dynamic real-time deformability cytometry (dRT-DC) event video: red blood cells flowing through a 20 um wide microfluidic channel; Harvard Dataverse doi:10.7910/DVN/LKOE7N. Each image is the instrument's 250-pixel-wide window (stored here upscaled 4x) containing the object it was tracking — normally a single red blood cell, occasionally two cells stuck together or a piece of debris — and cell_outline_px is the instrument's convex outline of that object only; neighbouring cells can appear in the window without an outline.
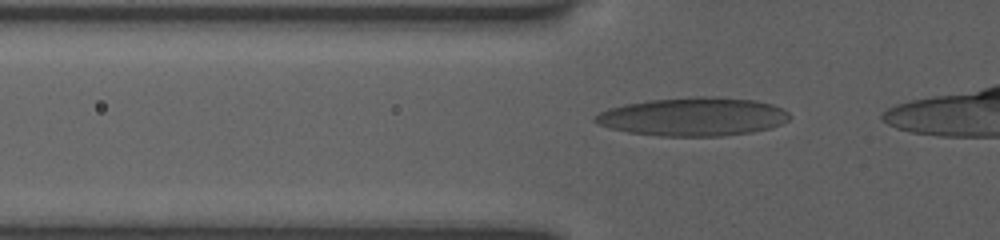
{"species": "human", "species_latin": "Homo sapiens", "temperature_condition": "room temperature", "stored_images_in_passage": 35, "camera_frame_rate_fps": 3000, "um_per_image_px": 0.085, "donor": {"sex": "female"}, "frame": {"image": 1, "passage_image": 7, "time_ms": 2.0, "image_size_px": [1000, 240], "cell_outline_px": [[788, 120], [780, 124], [768, 128], [748, 132], [720, 136], [660, 136], [628, 132], [612, 128], [600, 124], [592, 120], [600, 112], [608, 108], [628, 104], [652, 100], [696, 96], [704, 96], [752, 100], [772, 104], [788, 112]], "centroid_in_image_um": [58.9, 9.92], "position_along_channel_um": 66.9, "area_um2": 42.83}}
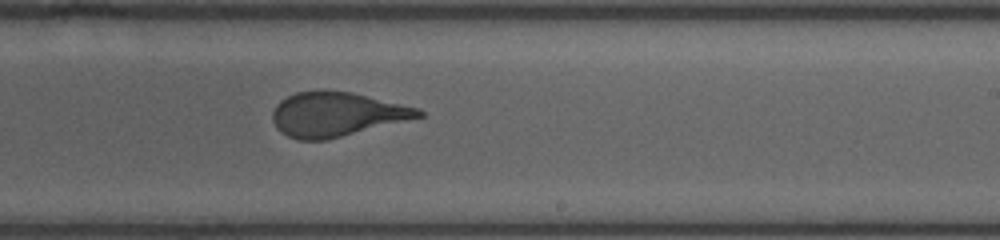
{"frame": {"image": 2, "passage_image": 22, "time_ms": 7.0, "image_size_px": [1000, 240], "cell_outline_px": [[424, 116], [324, 140], [296, 140], [280, 132], [276, 128], [272, 120], [272, 112], [276, 104], [280, 100], [296, 92], [316, 88], [320, 88], [352, 92], [416, 108], [424, 112]], "centroid_in_image_um": [28.51, 9.69], "position_along_channel_um": 260.5, "area_um2": 37.74}}
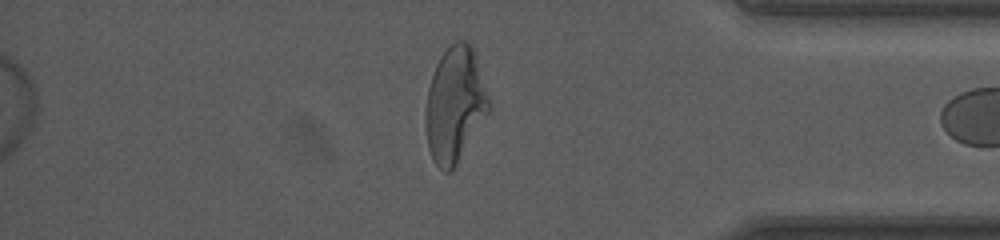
{"frame": {"image": 3, "passage_image": 34, "time_ms": 11.0, "image_size_px": [1000, 240], "cell_outline_px": [[488, 108], [452, 172], [444, 172], [432, 160], [428, 148], [424, 124], [428, 88], [436, 64], [440, 56], [456, 40], [464, 40], [472, 44], [488, 100]], "centroid_in_image_um": [38.59, 8.89], "position_along_channel_um": 396.6, "area_um2": 41.33}}